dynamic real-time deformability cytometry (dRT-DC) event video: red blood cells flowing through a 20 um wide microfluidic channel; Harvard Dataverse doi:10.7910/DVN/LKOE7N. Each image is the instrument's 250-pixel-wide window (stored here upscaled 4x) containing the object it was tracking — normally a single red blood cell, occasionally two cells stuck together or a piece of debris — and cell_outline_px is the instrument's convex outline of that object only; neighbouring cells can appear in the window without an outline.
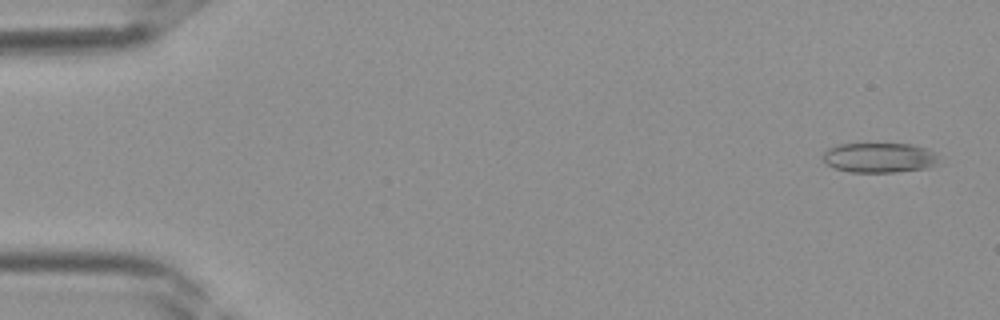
{"species": "Egyptian fruit bat (a non-hibernating species)", "species_latin": "Rousettus aegyptiacus", "temperature_condition": "room temperature", "stored_images_in_passage": 39, "camera_frame_rate_fps": 3000, "um_per_image_px": 0.085, "frame": {"image": 1, "passage_image": 2, "time_ms": 0.333, "image_size_px": [1000, 320], "cell_outline_px": [[936, 164], [928, 168], [896, 172], [852, 172], [836, 168], [828, 164], [820, 156], [828, 148], [840, 144], [912, 144], [928, 148], [936, 152]], "centroid_in_image_um": [74.75, 13.39], "position_along_channel_um": 10.2, "area_um2": 20.17}}
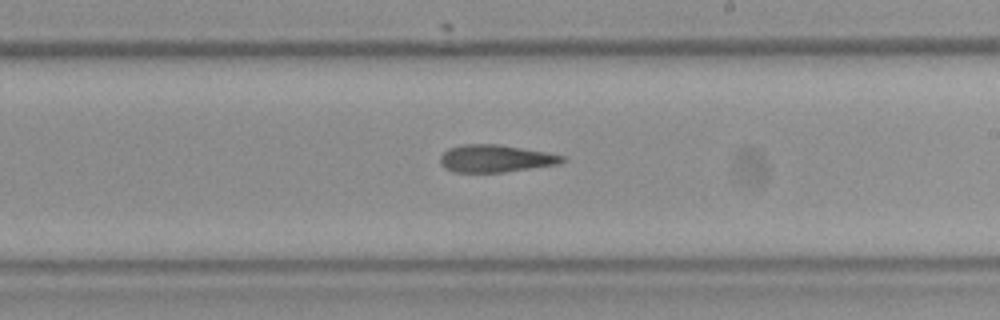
{"frame": {"image": 2, "passage_image": 23, "time_ms": 7.333, "image_size_px": [1000, 320], "cell_outline_px": [[568, 160], [560, 164], [504, 172], [452, 172], [444, 168], [440, 164], [440, 156], [448, 148], [464, 144], [500, 144], [544, 152], [564, 156]], "centroid_in_image_um": [42.11, 13.48], "position_along_channel_um": 246.9, "area_um2": 19.59}}
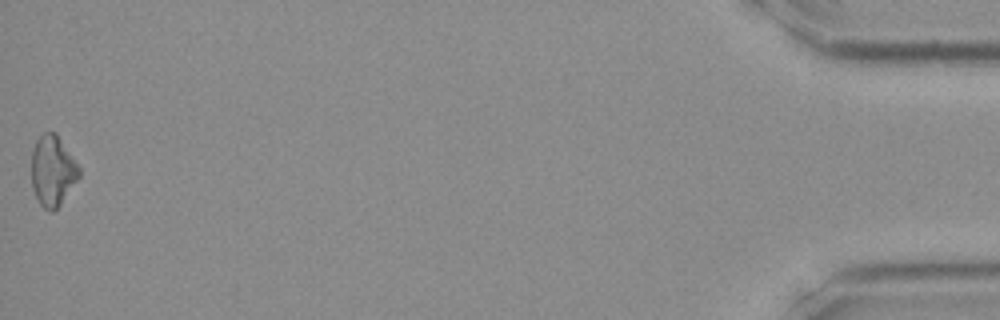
{"frame": {"image": 3, "passage_image": 39, "time_ms": 12.667, "image_size_px": [1000, 320], "cell_outline_px": [[80, 176], [60, 204], [52, 212], [48, 212], [40, 204], [32, 188], [32, 152], [36, 140], [44, 132], [56, 132], [80, 168]], "centroid_in_image_um": [4.47, 14.51], "position_along_channel_um": 430.7, "area_um2": 19.42}}